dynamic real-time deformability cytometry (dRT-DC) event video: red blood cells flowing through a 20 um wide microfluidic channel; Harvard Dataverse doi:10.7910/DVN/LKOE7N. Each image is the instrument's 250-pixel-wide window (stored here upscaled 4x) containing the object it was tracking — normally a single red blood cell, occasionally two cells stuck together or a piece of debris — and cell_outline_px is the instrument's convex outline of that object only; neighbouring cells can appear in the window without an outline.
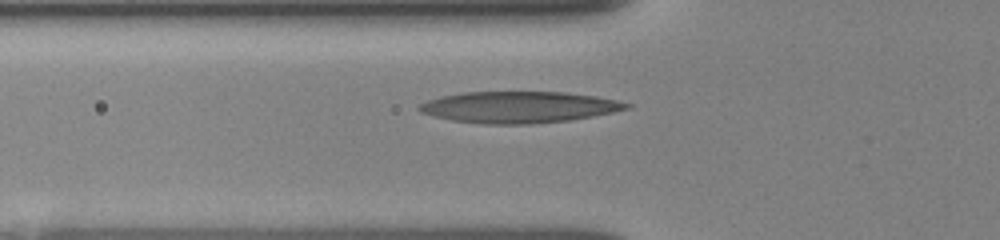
{"species": "human", "species_latin": "Homo sapiens", "temperature_condition": "room temperature", "stored_images_in_passage": 5, "camera_frame_rate_fps": 3000, "um_per_image_px": 0.085, "donor": {"sex": "female"}, "frame": {"image": 1, "passage_image": 3, "time_ms": 1.333, "image_size_px": [1000, 240], "cell_outline_px": [[632, 108], [592, 116], [568, 120], [532, 124], [484, 124], [452, 120], [432, 116], [420, 112], [416, 108], [420, 104], [428, 100], [440, 96], [464, 92], [564, 92], [596, 96], [616, 100], [632, 104]], "centroid_in_image_um": [44.09, 9.1], "position_along_channel_um": 81.7, "area_um2": 37.97}}
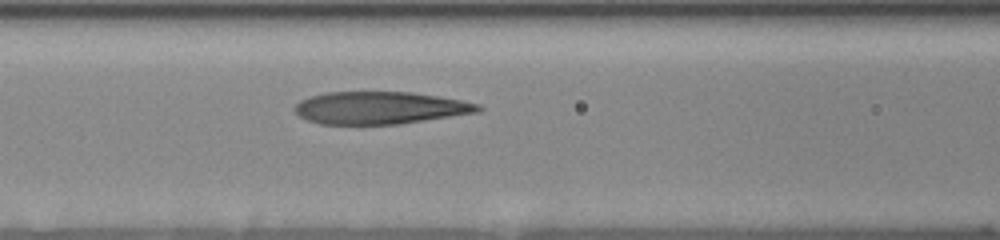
{"frame": {"image": 2, "passage_image": 5, "time_ms": 2.667, "image_size_px": [1000, 240], "cell_outline_px": [[484, 108], [480, 112], [400, 124], [320, 124], [308, 120], [300, 116], [292, 108], [300, 100], [308, 96], [328, 92], [412, 92], [460, 100], [480, 104]], "centroid_in_image_um": [32.3, 9.17], "position_along_channel_um": 134.3, "area_um2": 34.74}}